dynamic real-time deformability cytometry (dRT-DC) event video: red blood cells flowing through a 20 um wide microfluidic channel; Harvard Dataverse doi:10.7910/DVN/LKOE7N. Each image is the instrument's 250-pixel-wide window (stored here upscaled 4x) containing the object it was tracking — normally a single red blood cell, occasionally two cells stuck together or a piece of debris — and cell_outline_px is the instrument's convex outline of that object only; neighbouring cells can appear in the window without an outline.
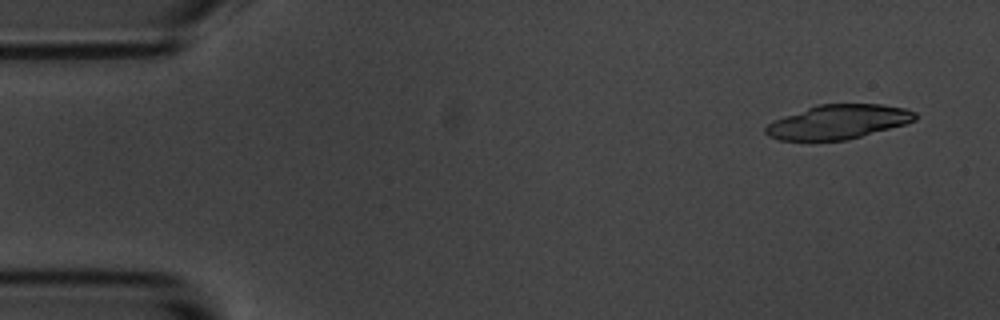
{"species": "common noctule bat (a hibernating species)", "species_latin": "Nyctalus noctula", "temperature_condition": "room temperature", "stored_images_in_passage": 8, "camera_frame_rate_fps": 3000, "um_per_image_px": 0.085, "animal": {"sex": "male", "body_mass_g": 20.1, "forearm_length_mm": 53.5}, "frame": {"image": 1, "passage_image": 1, "time_ms": 0.0, "image_size_px": [1000, 320], "cell_outline_px": [[916, 120], [904, 124], [848, 140], [780, 140], [768, 136], [764, 132], [764, 128], [768, 124], [784, 116], [816, 104], [880, 104], [904, 108], [916, 112]], "centroid_in_image_um": [71.23, 10.36], "position_along_channel_um": 13.8, "area_um2": 29.65}}
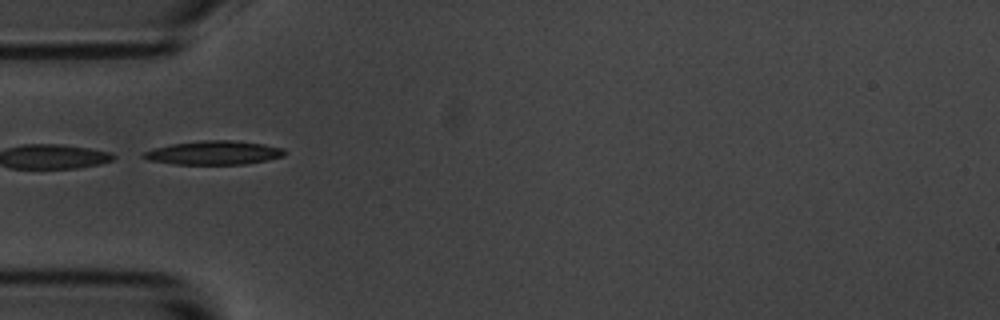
{"frame": {"image": 2, "passage_image": 5, "time_ms": 4.667, "image_size_px": [1000, 320], "cell_outline_px": [[284, 156], [268, 160], [244, 164], [172, 164], [148, 160], [140, 156], [144, 152], [152, 148], [172, 144], [204, 140], [232, 140], [264, 144], [284, 148]], "centroid_in_image_um": [18.15, 12.98], "position_along_channel_um": 66.8, "area_um2": 19.59}}
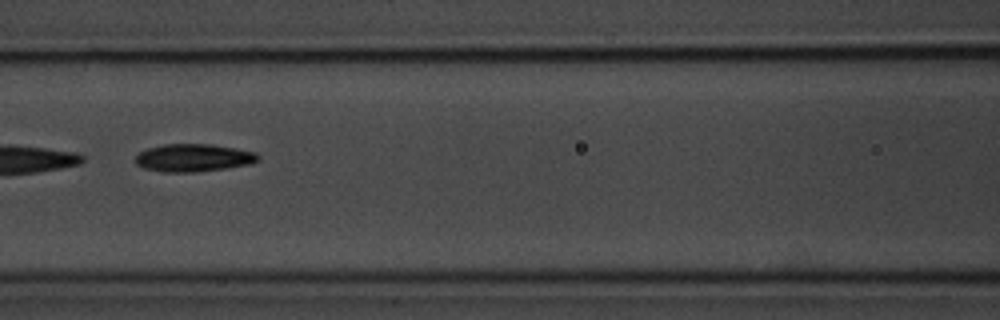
{"frame": {"image": 3, "passage_image": 7, "time_ms": 7.0, "image_size_px": [1000, 320], "cell_outline_px": [[260, 160], [252, 164], [196, 172], [164, 172], [144, 168], [136, 164], [136, 156], [140, 152], [148, 148], [164, 144], [212, 144], [236, 148], [256, 152], [260, 156]], "centroid_in_image_um": [16.49, 13.41], "position_along_channel_um": 150.1, "area_um2": 19.88}}